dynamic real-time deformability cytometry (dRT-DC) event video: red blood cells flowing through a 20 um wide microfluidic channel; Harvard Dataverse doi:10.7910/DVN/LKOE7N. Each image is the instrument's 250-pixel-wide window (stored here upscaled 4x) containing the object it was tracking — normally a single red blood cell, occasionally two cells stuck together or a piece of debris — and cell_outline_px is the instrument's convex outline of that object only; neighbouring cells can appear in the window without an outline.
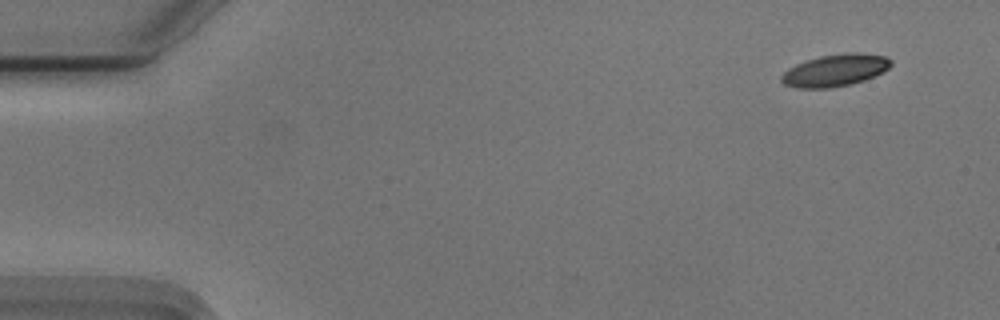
{"species": "Egyptian fruit bat (a non-hibernating species)", "species_latin": "Rousettus aegyptiacus", "temperature_condition": "cold", "stored_images_in_passage": 12, "camera_frame_rate_fps": 3000, "um_per_image_px": 0.085, "animal": {"sex": "male"}, "frame": {"image": 1, "passage_image": 1, "time_ms": 0.0, "image_size_px": [1000, 320], "cell_outline_px": [[892, 64], [888, 68], [864, 80], [852, 84], [832, 88], [796, 88], [784, 84], [780, 80], [780, 76], [788, 68], [796, 64], [820, 56], [844, 52], [856, 52], [884, 56], [892, 60]], "centroid_in_image_um": [70.95, 5.98], "position_along_channel_um": 14.0, "area_um2": 20.46}}